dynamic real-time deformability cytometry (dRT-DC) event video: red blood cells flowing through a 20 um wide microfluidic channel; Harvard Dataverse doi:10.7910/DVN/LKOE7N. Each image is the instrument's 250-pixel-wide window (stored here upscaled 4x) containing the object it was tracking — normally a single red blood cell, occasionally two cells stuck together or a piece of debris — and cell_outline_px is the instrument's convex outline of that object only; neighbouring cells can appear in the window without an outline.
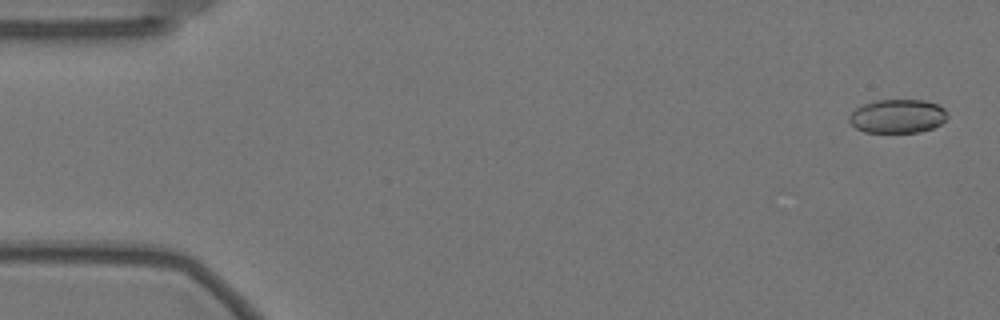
{"species": "Egyptian fruit bat (a non-hibernating species)", "species_latin": "Rousettus aegyptiacus", "temperature_condition": "warm", "stored_images_in_passage": 17, "camera_frame_rate_fps": 3000, "um_per_image_px": 0.085, "animal": {"sex": "female"}, "frame": {"image": 1, "passage_image": 2, "time_ms": 0.333, "image_size_px": [1000, 320], "cell_outline_px": [[948, 116], [940, 124], [932, 128], [920, 132], [864, 132], [856, 128], [848, 120], [848, 116], [856, 108], [864, 104], [876, 100], [924, 100], [936, 104], [944, 108], [948, 112]], "centroid_in_image_um": [76.29, 9.87], "position_along_channel_um": 8.7, "area_um2": 19.31}}
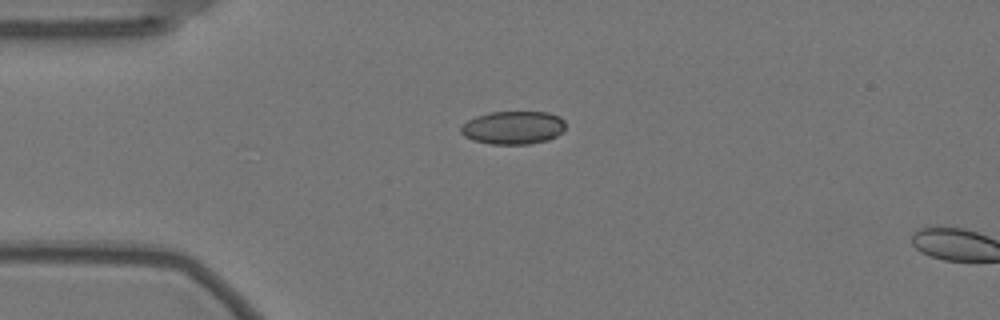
{"frame": {"image": 2, "passage_image": 14, "time_ms": 4.333, "image_size_px": [1000, 320], "cell_outline_px": [[564, 128], [556, 136], [548, 140], [528, 144], [492, 144], [472, 140], [464, 136], [460, 132], [460, 128], [468, 120], [476, 116], [488, 112], [548, 112], [560, 116], [564, 120]], "centroid_in_image_um": [43.61, 10.84], "position_along_channel_um": 41.4, "area_um2": 20.23}}